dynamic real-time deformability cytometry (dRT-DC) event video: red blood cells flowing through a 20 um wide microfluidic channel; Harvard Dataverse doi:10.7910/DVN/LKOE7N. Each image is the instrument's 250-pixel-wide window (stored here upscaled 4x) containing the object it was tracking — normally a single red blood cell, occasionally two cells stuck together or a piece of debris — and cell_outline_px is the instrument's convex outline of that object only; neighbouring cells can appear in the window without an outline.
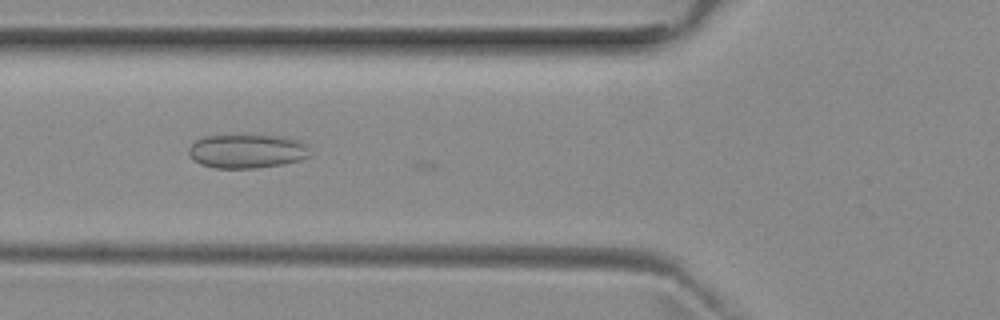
{"species": "common noctule bat (a hibernating species)", "species_latin": "Nyctalus noctula", "temperature_condition": "room temperature", "stored_images_in_passage": 7, "camera_frame_rate_fps": 3000, "um_per_image_px": 0.085, "animal": {"sex": "female", "body_mass_g": 29.2, "forearm_length_mm": 56.3}, "frame": {"image": 1, "passage_image": 5, "time_ms": 7.0, "image_size_px": [1000, 320], "cell_outline_px": [[312, 156], [300, 160], [284, 164], [256, 168], [212, 168], [200, 164], [192, 160], [188, 152], [188, 148], [196, 140], [204, 136], [244, 132], [288, 136], [300, 140], [308, 144]], "centroid_in_image_um": [21.03, 12.79], "position_along_channel_um": 104.8, "area_um2": 25.55}}
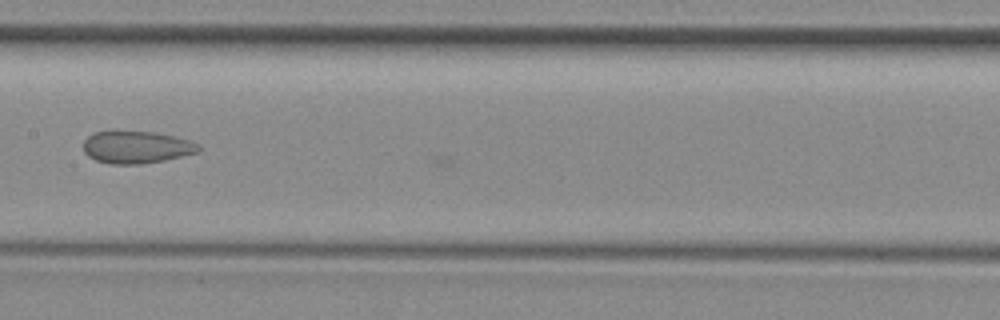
{"frame": {"image": 2, "passage_image": 7, "time_ms": 9.333, "image_size_px": [1000, 320], "cell_outline_px": [[200, 152], [164, 160], [140, 164], [112, 164], [96, 160], [88, 156], [84, 152], [84, 140], [92, 132], [152, 132], [172, 136], [188, 140], [200, 144]], "centroid_in_image_um": [11.6, 12.52], "position_along_channel_um": 195.8, "area_um2": 21.44}}